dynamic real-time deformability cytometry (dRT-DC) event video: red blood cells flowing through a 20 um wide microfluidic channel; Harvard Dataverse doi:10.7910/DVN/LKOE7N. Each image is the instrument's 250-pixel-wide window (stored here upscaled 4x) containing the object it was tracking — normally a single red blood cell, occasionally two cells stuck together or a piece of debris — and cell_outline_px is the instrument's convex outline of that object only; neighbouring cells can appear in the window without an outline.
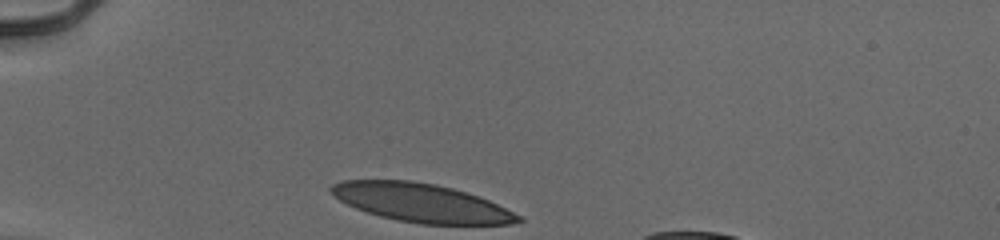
{"species": "human", "species_latin": "Homo sapiens", "temperature_condition": "cold", "stored_images_in_passage": 30, "camera_frame_rate_fps": 3000, "um_per_image_px": 0.085, "donor": {"sex": "male"}, "frame": {"image": 1, "passage_image": 1, "time_ms": 0.0, "image_size_px": [1000, 240], "cell_outline_px": [[524, 220], [512, 224], [420, 224], [396, 220], [380, 216], [356, 208], [340, 200], [328, 188], [332, 184], [344, 180], [412, 180], [436, 184], [452, 188], [488, 200], [520, 216]], "centroid_in_image_um": [35.78, 17.23], "position_along_channel_um": 49.2, "area_um2": 41.5}}
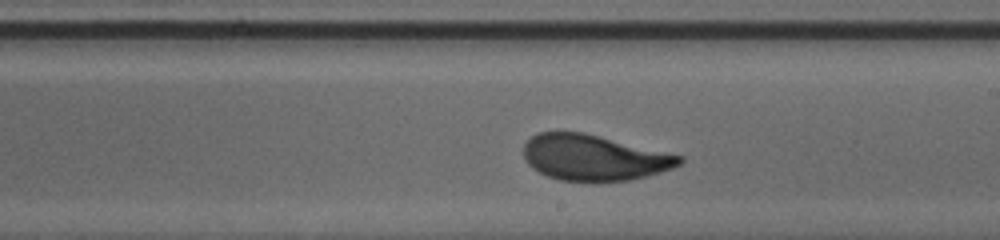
{"frame": {"image": 2, "passage_image": 18, "time_ms": 5.667, "image_size_px": [1000, 240], "cell_outline_px": [[684, 160], [680, 164], [672, 168], [660, 172], [628, 180], [596, 184], [592, 184], [560, 180], [548, 176], [532, 168], [528, 164], [524, 156], [524, 144], [536, 132], [584, 132], [684, 156]], "centroid_in_image_um": [50.48, 13.42], "position_along_channel_um": 238.5, "area_um2": 42.14}}
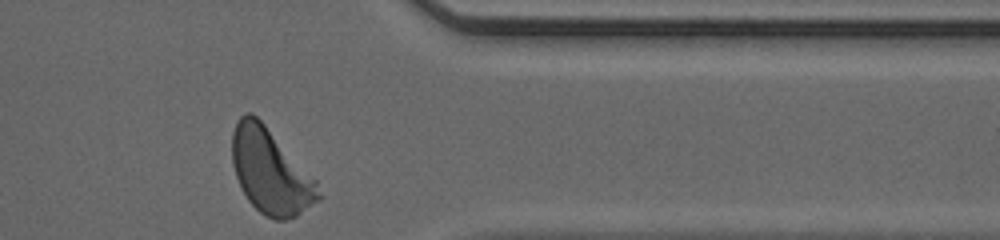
{"frame": {"image": 3, "passage_image": 30, "time_ms": 9.667, "image_size_px": [1000, 240], "cell_outline_px": [[320, 200], [296, 216], [284, 220], [276, 220], [260, 212], [248, 200], [236, 176], [232, 164], [232, 132], [236, 120], [244, 112], [252, 112], [264, 124], [316, 180], [320, 196]], "centroid_in_image_um": [22.97, 14.56], "position_along_channel_um": 388.4, "area_um2": 42.14}, "authors_computed_cell_mechanics": {"area_um2": 42.2518, "velocity_mm_per_s": 3.9207, "shape_relaxation_time_tau1_ms": 3.6447, "shape_relaxation_time_tau2_ms": 0.7773, "deformation_change_tau1": 0.161, "deformation_change_tau2": 0.0715}}